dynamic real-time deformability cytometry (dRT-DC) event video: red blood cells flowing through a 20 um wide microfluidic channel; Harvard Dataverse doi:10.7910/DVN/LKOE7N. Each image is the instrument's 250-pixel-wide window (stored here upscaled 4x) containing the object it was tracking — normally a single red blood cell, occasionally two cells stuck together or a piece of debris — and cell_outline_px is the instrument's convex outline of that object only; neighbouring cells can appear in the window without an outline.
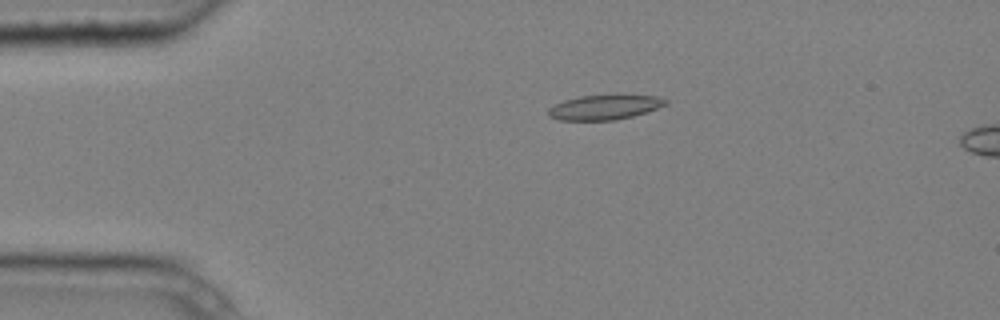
{"species": "common noctule bat (a hibernating species)", "species_latin": "Nyctalus noctula", "temperature_condition": "cold", "stored_images_in_passage": 5, "camera_frame_rate_fps": 3000, "um_per_image_px": 0.085, "animal": {"sex": "male", "body_mass_g": 20.4}, "frame": {"image": 1, "passage_image": 4, "time_ms": 1.0, "image_size_px": [1000, 320], "cell_outline_px": [[668, 104], [632, 116], [616, 120], [560, 120], [548, 116], [548, 108], [564, 100], [580, 96], [656, 96], [668, 100]], "centroid_in_image_um": [51.35, 9.13], "position_along_channel_um": 33.7, "area_um2": 16.47}}